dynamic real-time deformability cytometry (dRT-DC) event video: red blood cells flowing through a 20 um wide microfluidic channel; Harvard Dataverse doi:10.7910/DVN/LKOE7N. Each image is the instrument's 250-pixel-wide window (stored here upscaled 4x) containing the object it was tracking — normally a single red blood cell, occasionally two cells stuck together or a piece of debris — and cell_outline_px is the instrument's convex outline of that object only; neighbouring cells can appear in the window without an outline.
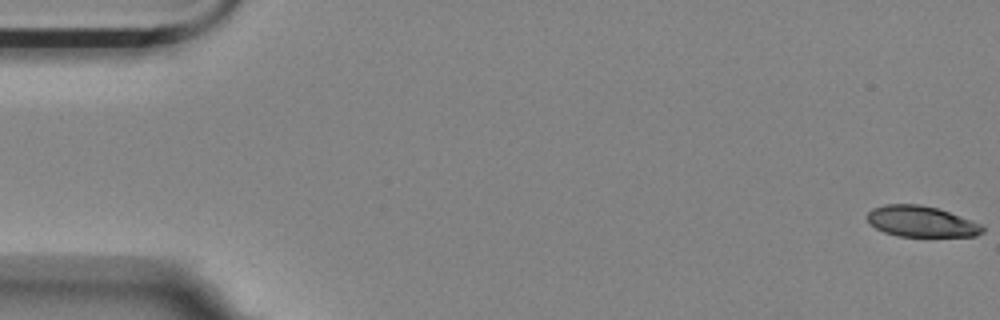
{"species": "Egyptian fruit bat (a non-hibernating species)", "species_latin": "Rousettus aegyptiacus", "temperature_condition": "room temperature", "stored_images_in_passage": 9, "camera_frame_rate_fps": 3000, "um_per_image_px": 0.085, "animal": {"sex": "female"}, "frame": {"image": 1, "passage_image": 1, "time_ms": 0.0, "image_size_px": [1000, 320], "cell_outline_px": [[984, 232], [976, 236], [900, 236], [884, 232], [876, 228], [868, 220], [868, 212], [872, 208], [884, 204], [920, 204], [936, 208], [948, 212], [980, 224], [984, 228]], "centroid_in_image_um": [78.29, 18.82], "position_along_channel_um": 6.7, "area_um2": 20.46}}